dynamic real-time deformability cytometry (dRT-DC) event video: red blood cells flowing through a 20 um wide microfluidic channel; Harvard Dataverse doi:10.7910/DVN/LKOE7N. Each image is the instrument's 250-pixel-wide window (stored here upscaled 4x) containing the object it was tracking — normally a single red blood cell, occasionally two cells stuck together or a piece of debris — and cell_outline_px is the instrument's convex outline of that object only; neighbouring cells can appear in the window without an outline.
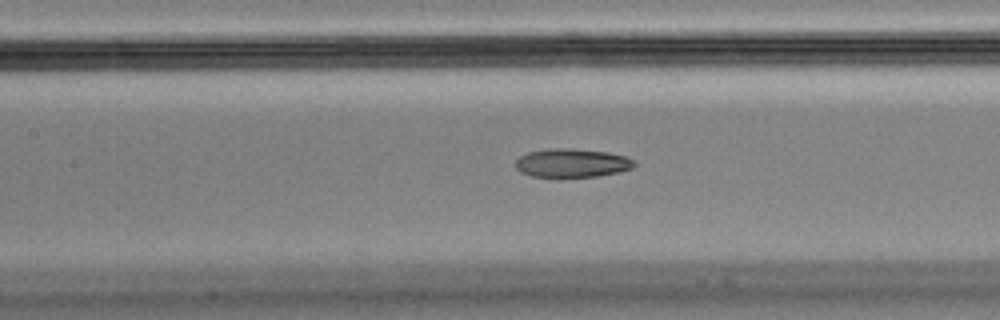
{"species": "Egyptian fruit bat (a non-hibernating species)", "species_latin": "Rousettus aegyptiacus", "temperature_condition": "cold", "stored_images_in_passage": 36, "camera_frame_rate_fps": 3000, "um_per_image_px": 0.085, "animal": {"sex": "male"}, "frame": {"image": 1, "passage_image": 11, "time_ms": 3.333, "image_size_px": [1000, 320], "cell_outline_px": [[636, 164], [632, 168], [620, 172], [596, 176], [532, 176], [520, 172], [516, 168], [516, 160], [520, 156], [528, 152], [548, 148], [572, 148], [608, 152], [624, 156], [632, 160]], "centroid_in_image_um": [48.6, 13.84], "position_along_channel_um": 158.8, "area_um2": 19.65}}